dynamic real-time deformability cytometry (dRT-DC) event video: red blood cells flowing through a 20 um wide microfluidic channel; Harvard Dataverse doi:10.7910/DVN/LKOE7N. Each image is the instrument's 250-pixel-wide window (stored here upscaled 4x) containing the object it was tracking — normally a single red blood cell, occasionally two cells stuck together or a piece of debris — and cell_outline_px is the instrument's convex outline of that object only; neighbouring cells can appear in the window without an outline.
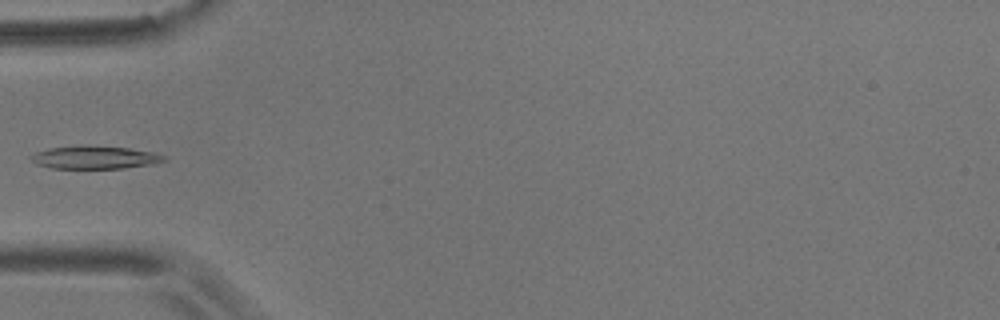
{"species": "common noctule bat (a hibernating species)", "species_latin": "Nyctalus noctula", "temperature_condition": "room temperature", "stored_images_in_passage": 4, "camera_frame_rate_fps": 3000, "um_per_image_px": 0.085, "animal": {"sex": "male", "body_mass_g": 17.9}, "frame": {"image": 1, "passage_image": 4, "time_ms": 4.0, "image_size_px": [1000, 320], "cell_outline_px": [[168, 160], [156, 164], [124, 168], [52, 168], [36, 164], [28, 156], [36, 152], [48, 148], [80, 144], [88, 144], [128, 148], [152, 152], [164, 156]], "centroid_in_image_um": [8.05, 13.36], "position_along_channel_um": 77.0, "area_um2": 18.15}}